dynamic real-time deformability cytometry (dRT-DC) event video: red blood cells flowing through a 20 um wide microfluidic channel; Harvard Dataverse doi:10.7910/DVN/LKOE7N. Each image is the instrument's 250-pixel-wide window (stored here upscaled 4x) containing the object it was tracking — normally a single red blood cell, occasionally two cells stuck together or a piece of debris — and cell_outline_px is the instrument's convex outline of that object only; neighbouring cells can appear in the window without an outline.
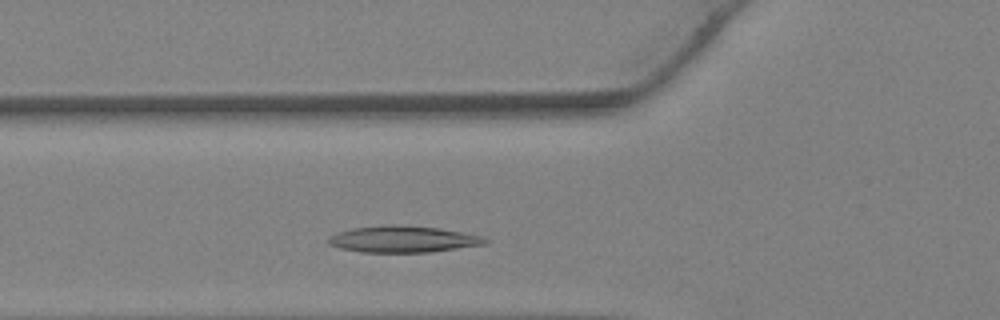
{"species": "Egyptian fruit bat (a non-hibernating species)", "species_latin": "Rousettus aegyptiacus", "temperature_condition": "warm", "stored_images_in_passage": 19, "camera_frame_rate_fps": 3000, "um_per_image_px": 0.085, "animal": {"sex": "female"}, "frame": {"image": 1, "passage_image": 3, "time_ms": 0.667, "image_size_px": [1000, 320], "cell_outline_px": [[492, 240], [484, 244], [432, 252], [360, 252], [340, 248], [328, 244], [328, 236], [352, 228], [388, 224], [404, 224], [440, 228], [484, 236]], "centroid_in_image_um": [34.29, 20.32], "position_along_channel_um": 91.5, "area_um2": 24.51}}
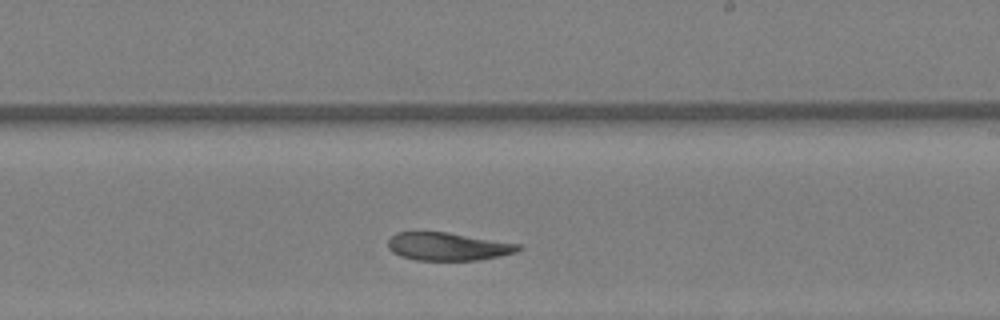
{"frame": {"image": 2, "passage_image": 12, "time_ms": 3.667, "image_size_px": [1000, 320], "cell_outline_px": [[524, 248], [516, 252], [500, 256], [476, 260], [416, 260], [400, 256], [392, 252], [388, 248], [388, 240], [396, 232], [448, 232], [520, 244]], "centroid_in_image_um": [38.08, 20.95], "position_along_channel_um": 250.9, "area_um2": 21.27}}
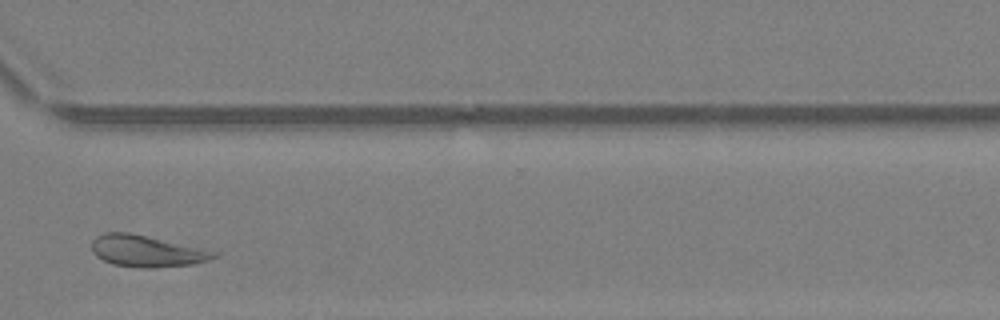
{"frame": {"image": 3, "passage_image": 18, "time_ms": 5.667, "image_size_px": [1000, 320], "cell_outline_px": [[224, 252], [220, 256], [208, 260], [192, 264], [148, 268], [144, 268], [112, 264], [96, 256], [92, 252], [92, 240], [96, 236], [104, 232], [128, 232], [148, 236]], "centroid_in_image_um": [12.53, 21.33], "position_along_channel_um": 358.1, "area_um2": 22.77}}